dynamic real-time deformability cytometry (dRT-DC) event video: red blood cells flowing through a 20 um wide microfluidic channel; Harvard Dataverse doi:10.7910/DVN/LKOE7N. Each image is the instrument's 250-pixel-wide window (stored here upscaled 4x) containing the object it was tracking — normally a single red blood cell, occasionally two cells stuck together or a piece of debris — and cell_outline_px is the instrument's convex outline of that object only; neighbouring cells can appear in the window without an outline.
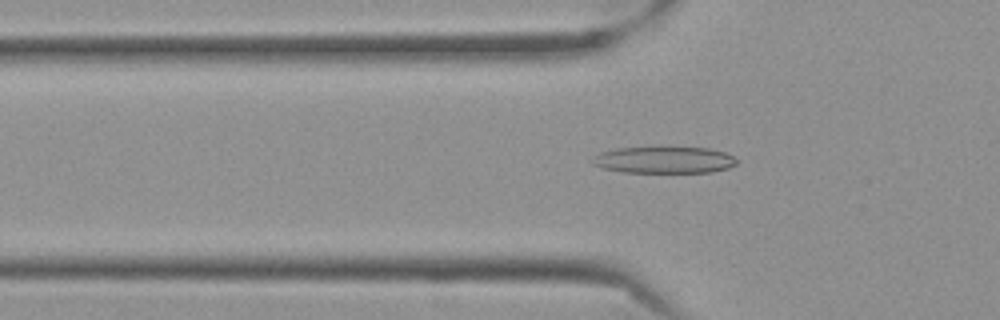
{"species": "Egyptian fruit bat (a non-hibernating species)", "species_latin": "Rousettus aegyptiacus", "temperature_condition": "cold", "stored_images_in_passage": 41, "camera_frame_rate_fps": 3000, "um_per_image_px": 0.085, "frame": {"image": 1, "passage_image": 3, "time_ms": 0.667, "image_size_px": [1000, 320], "cell_outline_px": [[736, 164], [728, 168], [712, 172], [624, 172], [604, 168], [592, 164], [592, 160], [600, 152], [616, 148], [708, 148], [724, 152], [732, 156], [736, 160]], "centroid_in_image_um": [56.45, 13.6], "position_along_channel_um": 69.3, "area_um2": 22.02}}
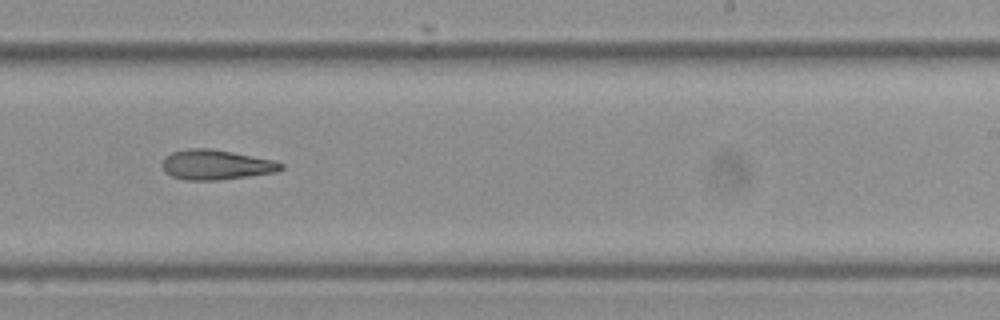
{"frame": {"image": 2, "passage_image": 20, "time_ms": 6.333, "image_size_px": [1000, 320], "cell_outline_px": [[284, 168], [276, 172], [248, 176], [216, 180], [188, 180], [172, 176], [164, 168], [164, 160], [172, 152], [188, 148], [212, 148], [272, 160], [284, 164]], "centroid_in_image_um": [18.41, 14.0], "position_along_channel_um": 270.6, "area_um2": 20.29}}
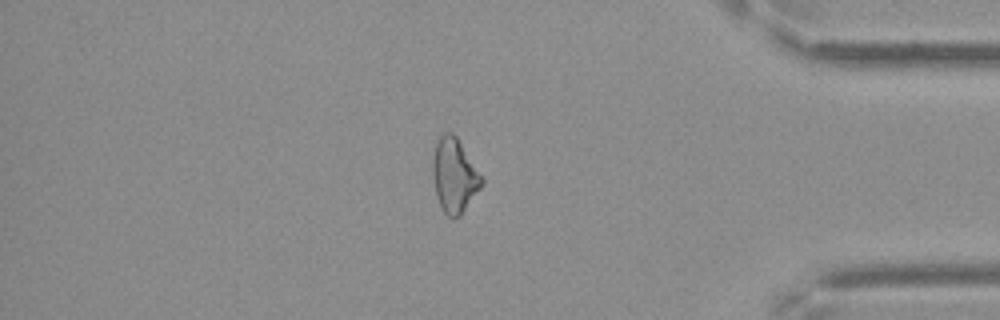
{"frame": {"image": 3, "passage_image": 33, "time_ms": 10.667, "image_size_px": [1000, 320], "cell_outline_px": [[484, 184], [460, 216], [452, 220], [444, 212], [436, 196], [432, 176], [432, 168], [436, 144], [440, 136], [444, 132], [452, 132], [456, 136], [484, 176]], "centroid_in_image_um": [38.65, 14.94], "position_along_channel_um": 396.5, "area_um2": 21.44}, "authors_computed_cell_mechanics": {"area_um2": 20.9814, "velocity_mm_per_s": 3.5422, "shape_relaxation_time_tau1_ms": null, "shape_relaxation_time_tau2_ms": 8.2092, "deformation_change_tau1": null, "deformation_change_tau2": 0.2024}}